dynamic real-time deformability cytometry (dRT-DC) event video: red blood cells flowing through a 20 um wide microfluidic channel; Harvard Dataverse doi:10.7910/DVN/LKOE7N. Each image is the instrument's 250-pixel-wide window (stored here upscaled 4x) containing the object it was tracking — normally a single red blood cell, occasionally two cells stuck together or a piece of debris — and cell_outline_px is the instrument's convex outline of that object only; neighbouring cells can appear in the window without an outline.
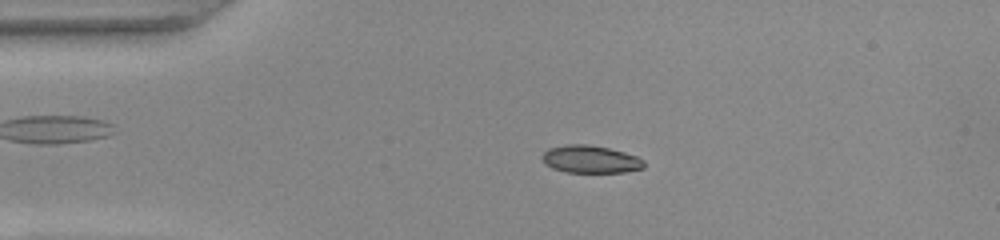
{"species": "common noctule bat (a hibernating species)", "species_latin": "Nyctalus noctula", "temperature_condition": "warm", "stored_images_in_passage": 52, "camera_frame_rate_fps": 3000, "um_per_image_px": 0.085, "animal": {"sex": "female", "body_mass_g": 22.0, "forearm_length_mm": 56.7}, "frame": {"image": 1, "passage_image": 11, "time_ms": 3.333, "image_size_px": [1000, 240], "cell_outline_px": [[644, 168], [624, 172], [568, 172], [552, 168], [544, 164], [544, 152], [548, 148], [568, 144], [588, 144], [608, 148], [624, 152], [636, 156], [644, 160]], "centroid_in_image_um": [50.2, 13.53], "position_along_channel_um": 34.8, "area_um2": 16.24}}
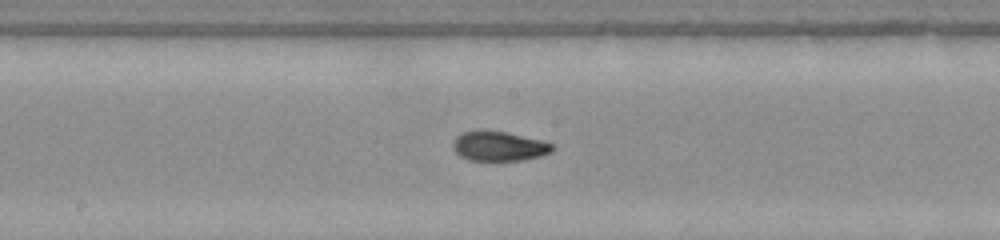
{"frame": {"image": 2, "passage_image": 27, "time_ms": 8.667, "image_size_px": [1000, 240], "cell_outline_px": [[556, 148], [552, 152], [540, 156], [520, 160], [468, 160], [460, 156], [452, 148], [452, 144], [456, 136], [464, 132], [504, 132], [540, 140], [552, 144]], "centroid_in_image_um": [42.42, 12.45], "position_along_channel_um": 205.8, "area_um2": 16.7}}
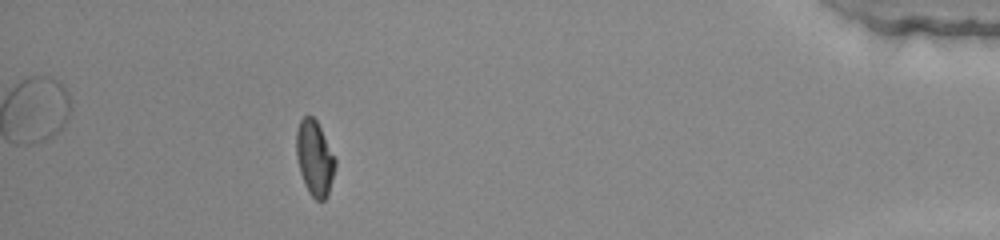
{"frame": {"image": 3, "passage_image": 47, "time_ms": 15.333, "image_size_px": [1000, 240], "cell_outline_px": [[336, 164], [328, 196], [324, 200], [316, 200], [308, 192], [304, 184], [300, 172], [296, 156], [296, 132], [300, 120], [304, 116], [312, 116], [316, 120], [336, 160]], "centroid_in_image_um": [26.73, 13.47], "position_along_channel_um": 408.5, "area_um2": 16.94}, "authors_computed_cell_mechanics": {"area_um2": 17.051, "velocity_mm_per_s": 3.9059, "shape_relaxation_time_tau1_ms": null, "shape_relaxation_time_tau2_ms": 1.3121, "deformation_change_tau1": null, "deformation_change_tau2": 0.0525}}